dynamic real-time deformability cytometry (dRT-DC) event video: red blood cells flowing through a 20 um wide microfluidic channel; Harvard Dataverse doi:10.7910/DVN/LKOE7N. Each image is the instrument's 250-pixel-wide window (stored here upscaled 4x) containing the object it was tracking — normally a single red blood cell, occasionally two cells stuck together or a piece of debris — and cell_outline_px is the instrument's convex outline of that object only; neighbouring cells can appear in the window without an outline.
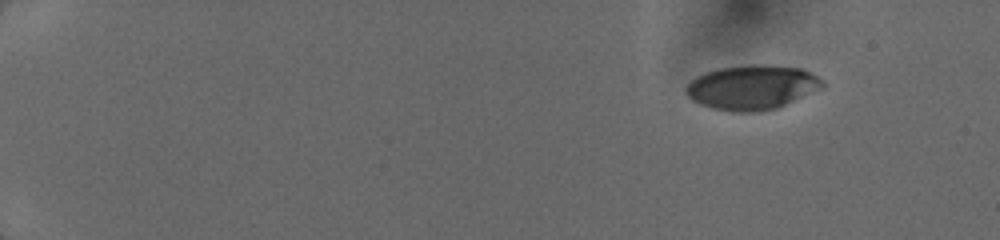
{"species": "human", "species_latin": "Homo sapiens", "temperature_condition": "cold", "stored_images_in_passage": 29, "camera_frame_rate_fps": 3000, "um_per_image_px": 0.085, "donor": {"sex": "female"}, "frame": {"image": 1, "passage_image": 1, "time_ms": 0.0, "image_size_px": [1000, 240], "cell_outline_px": [[824, 88], [776, 108], [756, 112], [732, 112], [712, 108], [700, 104], [692, 100], [688, 96], [684, 88], [696, 76], [720, 68], [756, 64], [764, 64], [800, 68], [824, 80]], "centroid_in_image_um": [63.93, 7.43], "position_along_channel_um": 21.1, "area_um2": 35.32}}
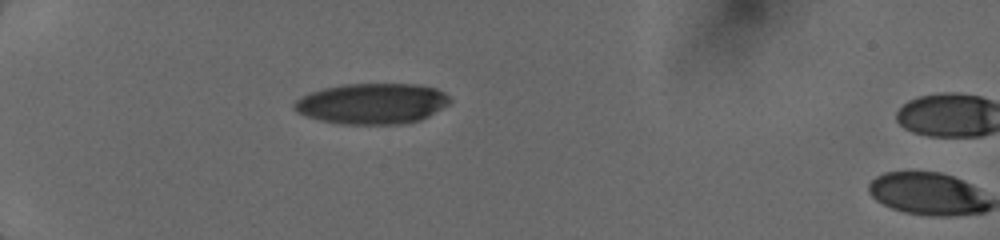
{"frame": {"image": 2, "passage_image": 27, "time_ms": 3.667, "image_size_px": [1000, 240], "cell_outline_px": [[452, 100], [448, 104], [428, 116], [420, 120], [404, 124], [340, 124], [320, 120], [296, 112], [292, 108], [292, 104], [300, 96], [308, 92], [324, 88], [344, 84], [416, 84], [436, 88], [444, 92]], "centroid_in_image_um": [31.6, 8.8], "position_along_channel_um": 53.4, "area_um2": 37.11}}